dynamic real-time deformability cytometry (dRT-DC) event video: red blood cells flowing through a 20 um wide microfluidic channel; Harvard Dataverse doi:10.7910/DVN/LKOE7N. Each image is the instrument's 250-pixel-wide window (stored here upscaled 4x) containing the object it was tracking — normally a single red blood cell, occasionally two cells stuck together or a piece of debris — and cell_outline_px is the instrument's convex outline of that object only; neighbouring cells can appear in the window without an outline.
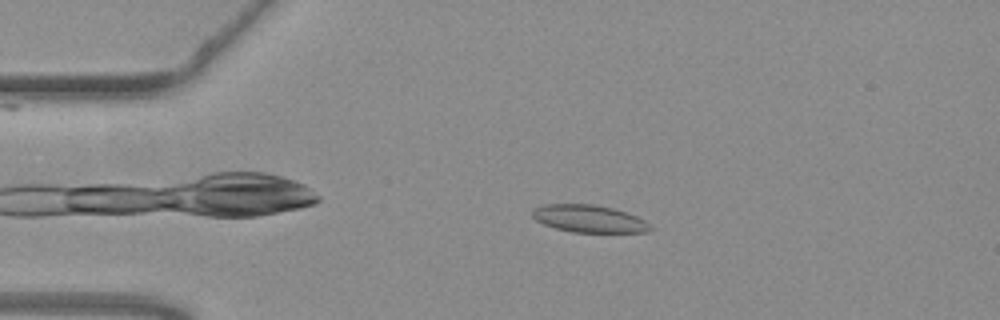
{"species": "common noctule bat (a hibernating species)", "species_latin": "Nyctalus noctula", "temperature_condition": "warm", "stored_images_in_passage": 46, "camera_frame_rate_fps": 3000, "um_per_image_px": 0.085, "animal": {"sex": "female", "body_mass_g": 19.3, "forearm_length_mm": 54.1}, "frame": {"image": 1, "passage_image": 3, "time_ms": 0.667, "image_size_px": [1000, 320], "cell_outline_px": [[656, 228], [648, 232], [572, 232], [556, 228], [544, 224], [536, 220], [532, 216], [532, 208], [544, 204], [592, 204], [612, 208], [636, 216], [644, 220]], "centroid_in_image_um": [50.07, 18.59], "position_along_channel_um": 34.9, "area_um2": 18.84}}
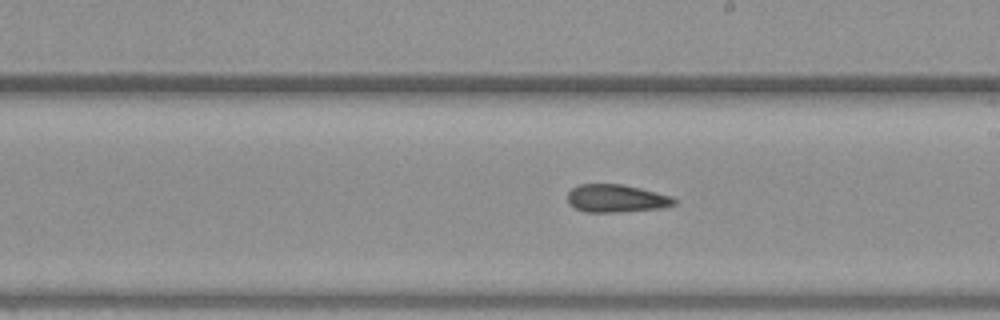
{"frame": {"image": 2, "passage_image": 22, "time_ms": 7.0, "image_size_px": [1000, 320], "cell_outline_px": [[676, 204], [660, 208], [616, 212], [584, 212], [568, 204], [568, 192], [572, 188], [580, 184], [620, 184], [640, 188], [672, 196], [676, 200]], "centroid_in_image_um": [52.36, 16.86], "position_along_channel_um": 236.6, "area_um2": 17.22}}
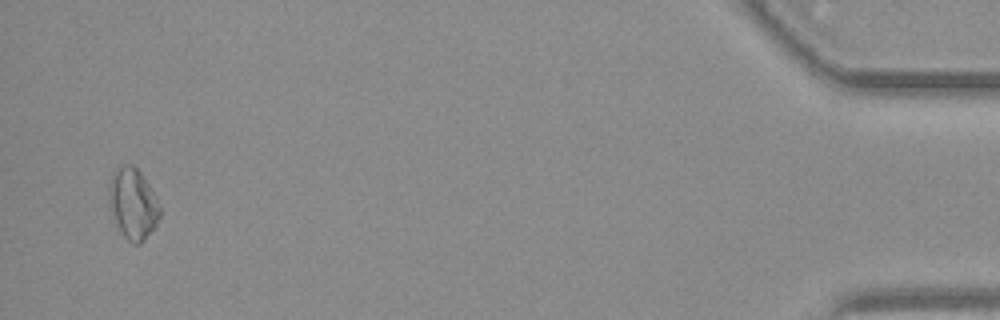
{"frame": {"image": 3, "passage_image": 44, "time_ms": 14.333, "image_size_px": [1000, 320], "cell_outline_px": [[160, 216], [156, 224], [144, 240], [140, 244], [132, 244], [124, 236], [116, 220], [108, 200], [108, 188], [112, 176], [116, 168], [124, 164], [132, 164], [140, 172], [148, 184], [160, 208]], "centroid_in_image_um": [11.29, 17.3], "position_along_channel_um": 423.9, "area_um2": 20.46}, "authors_computed_cell_mechanics": {"area_um2": 17.8313, "velocity_mm_per_s": 3.7681, "shape_relaxation_time_tau1_ms": null, "shape_relaxation_time_tau2_ms": 4.6698, "deformation_change_tau1": null, "deformation_change_tau2": 0.135}}